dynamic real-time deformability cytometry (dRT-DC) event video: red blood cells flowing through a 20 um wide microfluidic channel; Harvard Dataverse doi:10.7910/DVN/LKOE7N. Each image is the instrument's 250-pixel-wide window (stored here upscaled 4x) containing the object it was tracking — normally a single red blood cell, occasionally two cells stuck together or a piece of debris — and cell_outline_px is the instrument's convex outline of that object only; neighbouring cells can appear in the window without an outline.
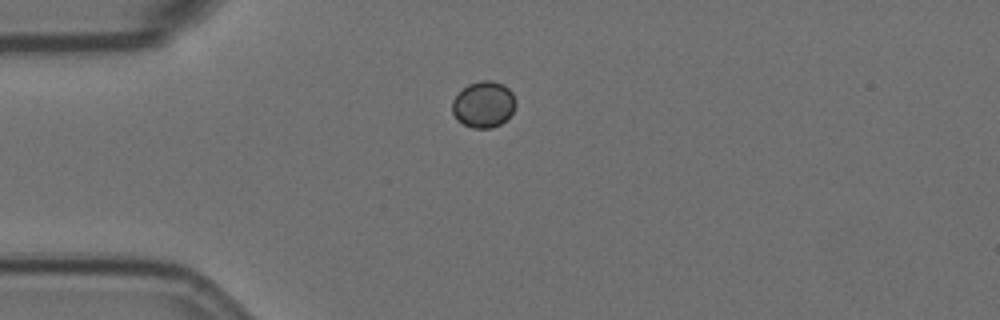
{"species": "Egyptian fruit bat (a non-hibernating species)", "species_latin": "Rousettus aegyptiacus", "temperature_condition": "room temperature", "stored_images_in_passage": 45, "camera_frame_rate_fps": 3000, "um_per_image_px": 0.085, "animal": {"sex": "female"}, "frame": {"image": 1, "passage_image": 1, "time_ms": 0.0, "image_size_px": [1000, 320], "cell_outline_px": [[516, 104], [512, 112], [500, 124], [492, 128], [472, 128], [456, 120], [452, 112], [452, 100], [468, 84], [480, 80], [492, 80], [504, 84], [512, 92], [516, 100]], "centroid_in_image_um": [41.1, 8.87], "position_along_channel_um": 43.9, "area_um2": 17.17}}
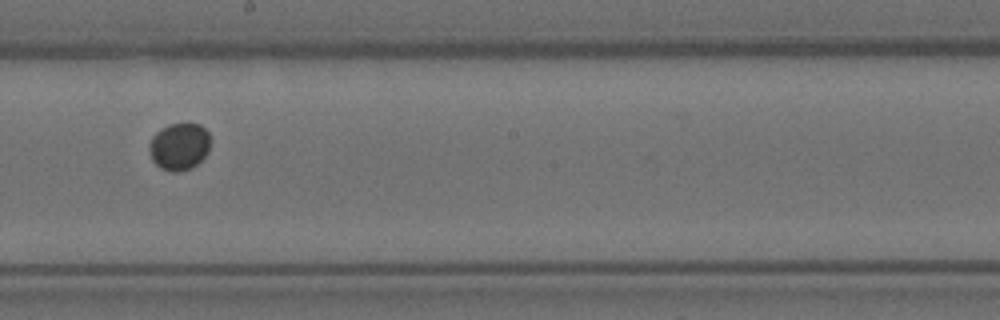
{"frame": {"image": 2, "passage_image": 19, "time_ms": 6.0, "image_size_px": [1000, 320], "cell_outline_px": [[208, 152], [196, 164], [188, 168], [176, 172], [172, 172], [160, 168], [152, 160], [148, 148], [148, 144], [152, 136], [160, 128], [168, 124], [200, 124], [208, 132]], "centroid_in_image_um": [15.18, 12.44], "position_along_channel_um": 233.0, "area_um2": 16.65}}
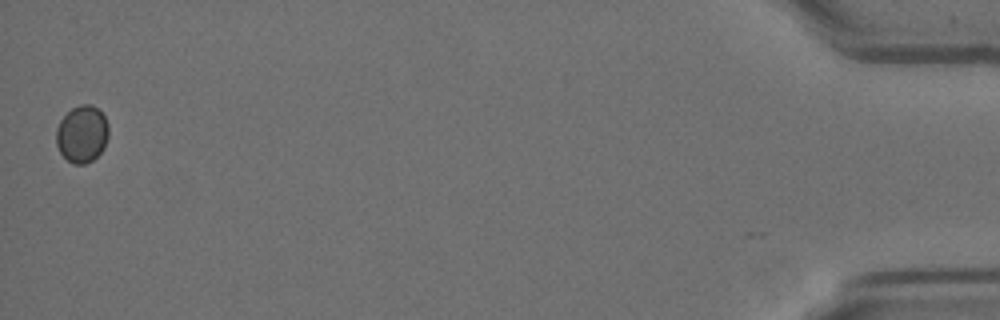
{"frame": {"image": 3, "passage_image": 44, "time_ms": 14.333, "image_size_px": [1000, 320], "cell_outline_px": [[108, 136], [104, 148], [92, 160], [84, 164], [72, 164], [60, 152], [56, 144], [56, 128], [60, 120], [72, 108], [80, 104], [92, 104], [104, 116], [108, 124]], "centroid_in_image_um": [6.96, 11.39], "position_along_channel_um": 428.2, "area_um2": 17.4}}